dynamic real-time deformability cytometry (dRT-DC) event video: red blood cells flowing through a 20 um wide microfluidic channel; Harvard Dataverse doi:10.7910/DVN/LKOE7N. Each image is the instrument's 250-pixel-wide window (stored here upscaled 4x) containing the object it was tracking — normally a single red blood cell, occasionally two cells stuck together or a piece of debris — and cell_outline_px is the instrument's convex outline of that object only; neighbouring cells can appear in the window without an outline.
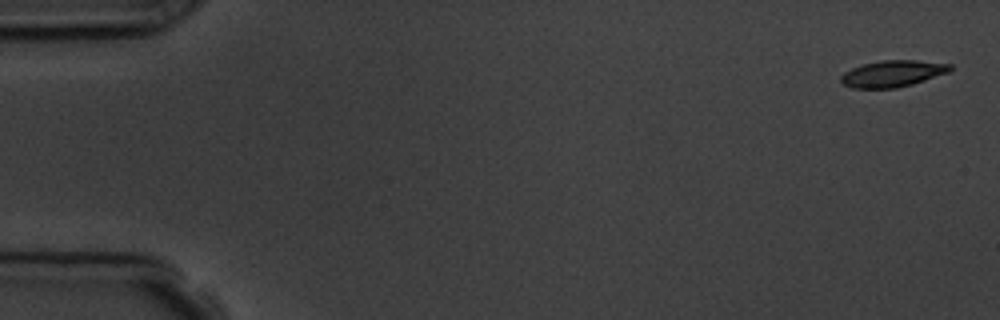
{"species": "common noctule bat (a hibernating species)", "species_latin": "Nyctalus noctula", "temperature_condition": "room temperature", "stored_images_in_passage": 4, "camera_frame_rate_fps": 3000, "um_per_image_px": 0.085, "animal": {"sex": "male", "body_mass_g": 19.5, "forearm_length_mm": 54.6}, "frame": {"image": 1, "passage_image": 1, "time_ms": 0.0, "image_size_px": [1000, 320], "cell_outline_px": [[952, 68], [948, 72], [912, 84], [896, 88], [852, 88], [844, 84], [840, 80], [840, 76], [844, 72], [852, 68], [864, 64], [880, 60], [916, 60], [952, 64]], "centroid_in_image_um": [75.86, 6.25], "position_along_channel_um": 9.1, "area_um2": 16.76}}